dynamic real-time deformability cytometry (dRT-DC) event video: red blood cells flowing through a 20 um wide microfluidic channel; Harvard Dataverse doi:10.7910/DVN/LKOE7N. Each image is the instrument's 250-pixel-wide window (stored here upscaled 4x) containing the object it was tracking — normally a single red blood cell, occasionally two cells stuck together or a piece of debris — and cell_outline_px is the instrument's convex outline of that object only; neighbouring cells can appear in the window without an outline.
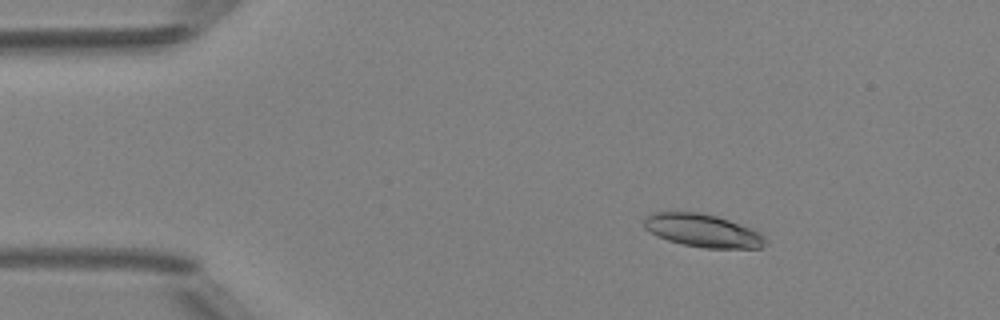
{"species": "Egyptian fruit bat (a non-hibernating species)", "species_latin": "Rousettus aegyptiacus", "temperature_condition": "room temperature", "stored_images_in_passage": 5, "camera_frame_rate_fps": 3000, "um_per_image_px": 0.085, "animal": {"sex": "female"}, "frame": {"image": 1, "passage_image": 3, "time_ms": 2.333, "image_size_px": [1000, 320], "cell_outline_px": [[764, 244], [760, 248], [704, 248], [684, 244], [668, 240], [644, 228], [644, 220], [652, 212], [700, 212], [716, 216], [752, 228], [760, 232], [764, 236]], "centroid_in_image_um": [59.75, 19.59], "position_along_channel_um": 25.3, "area_um2": 23.0}}
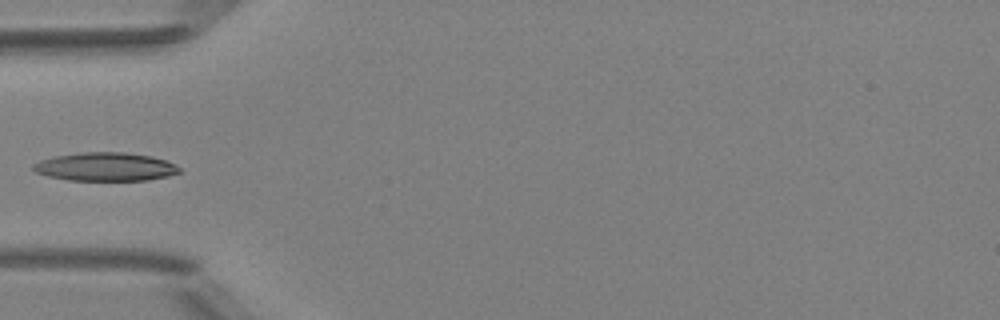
{"frame": {"image": 2, "passage_image": 5, "time_ms": 5.333, "image_size_px": [1000, 320], "cell_outline_px": [[180, 172], [168, 176], [148, 180], [68, 180], [48, 176], [36, 172], [32, 168], [32, 164], [40, 160], [52, 156], [80, 152], [124, 152], [152, 156], [176, 164], [180, 168]], "centroid_in_image_um": [8.94, 14.17], "position_along_channel_um": 76.1, "area_um2": 24.33}}